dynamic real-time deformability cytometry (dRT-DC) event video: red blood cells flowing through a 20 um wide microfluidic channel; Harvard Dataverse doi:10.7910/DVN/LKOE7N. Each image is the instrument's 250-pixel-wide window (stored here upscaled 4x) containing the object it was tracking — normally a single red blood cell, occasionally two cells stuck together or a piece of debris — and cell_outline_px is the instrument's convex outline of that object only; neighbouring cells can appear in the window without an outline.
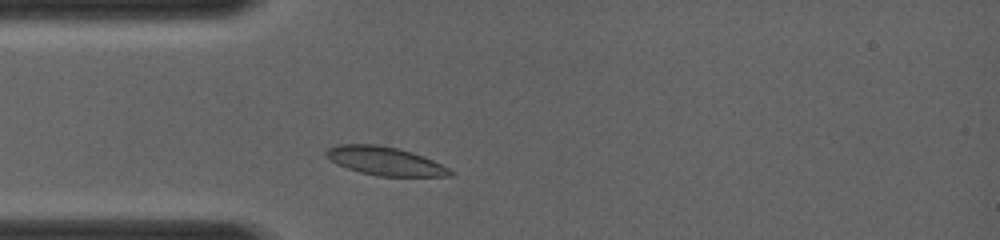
{"species": "common noctule bat (a hibernating species)", "species_latin": "Nyctalus noctula", "temperature_condition": "room temperature", "stored_images_in_passage": 5, "camera_frame_rate_fps": 4000, "um_per_image_px": 0.085, "animal": {"sex": "female", "body_mass_g": 19.0, "forearm_length_mm": 56.7}, "frame": {"image": 1, "passage_image": 2, "time_ms": 0.75, "image_size_px": [1000, 240], "cell_outline_px": [[456, 172], [452, 176], [380, 176], [360, 172], [336, 164], [324, 156], [324, 152], [328, 148], [336, 144], [380, 144], [412, 152], [424, 156]], "centroid_in_image_um": [32.7, 13.68], "position_along_channel_um": 52.3, "area_um2": 20.69}}
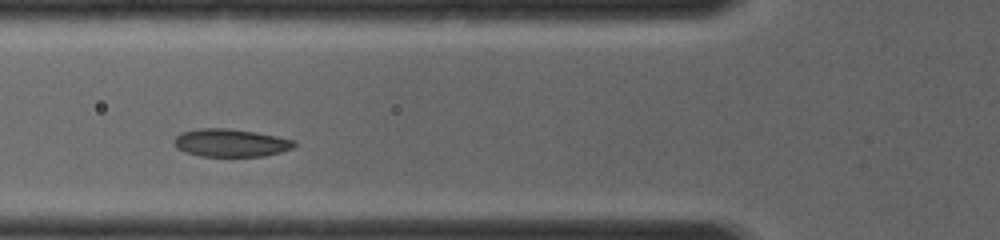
{"frame": {"image": 2, "passage_image": 4, "time_ms": 2.0, "image_size_px": [1000, 240], "cell_outline_px": [[296, 144], [292, 148], [280, 152], [264, 156], [200, 156], [176, 148], [172, 144], [172, 140], [180, 132], [196, 128], [228, 128], [256, 132], [296, 140]], "centroid_in_image_um": [19.57, 12.13], "position_along_channel_um": 106.2, "area_um2": 19.65}}